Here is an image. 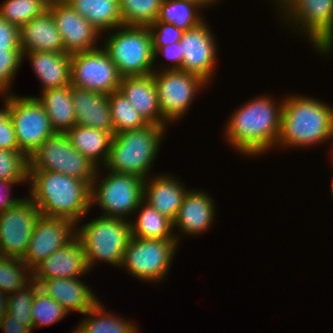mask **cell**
<instances>
[{"label":"cell","mask_w":333,"mask_h":333,"mask_svg":"<svg viewBox=\"0 0 333 333\" xmlns=\"http://www.w3.org/2000/svg\"><path fill=\"white\" fill-rule=\"evenodd\" d=\"M33 281L68 313L75 310L84 314L99 301L92 293V290L79 278H55Z\"/></svg>","instance_id":"21"},{"label":"cell","mask_w":333,"mask_h":333,"mask_svg":"<svg viewBox=\"0 0 333 333\" xmlns=\"http://www.w3.org/2000/svg\"><path fill=\"white\" fill-rule=\"evenodd\" d=\"M71 85L106 95L117 91L121 76L104 48L70 55Z\"/></svg>","instance_id":"12"},{"label":"cell","mask_w":333,"mask_h":333,"mask_svg":"<svg viewBox=\"0 0 333 333\" xmlns=\"http://www.w3.org/2000/svg\"><path fill=\"white\" fill-rule=\"evenodd\" d=\"M149 179L144 180L143 200L162 215L174 221L187 190L180 184L181 182L170 175L149 177Z\"/></svg>","instance_id":"24"},{"label":"cell","mask_w":333,"mask_h":333,"mask_svg":"<svg viewBox=\"0 0 333 333\" xmlns=\"http://www.w3.org/2000/svg\"><path fill=\"white\" fill-rule=\"evenodd\" d=\"M148 124L166 127L167 120L159 108L153 73L122 77L118 89Z\"/></svg>","instance_id":"19"},{"label":"cell","mask_w":333,"mask_h":333,"mask_svg":"<svg viewBox=\"0 0 333 333\" xmlns=\"http://www.w3.org/2000/svg\"><path fill=\"white\" fill-rule=\"evenodd\" d=\"M0 329L5 333H31L33 328L25 327L8 313L0 320Z\"/></svg>","instance_id":"45"},{"label":"cell","mask_w":333,"mask_h":333,"mask_svg":"<svg viewBox=\"0 0 333 333\" xmlns=\"http://www.w3.org/2000/svg\"><path fill=\"white\" fill-rule=\"evenodd\" d=\"M97 174L91 185V205L98 203L105 217L126 219V215L131 216L143 201L144 179L110 171L96 184Z\"/></svg>","instance_id":"8"},{"label":"cell","mask_w":333,"mask_h":333,"mask_svg":"<svg viewBox=\"0 0 333 333\" xmlns=\"http://www.w3.org/2000/svg\"><path fill=\"white\" fill-rule=\"evenodd\" d=\"M88 271L81 241L75 236L38 264L32 270V279L79 278Z\"/></svg>","instance_id":"18"},{"label":"cell","mask_w":333,"mask_h":333,"mask_svg":"<svg viewBox=\"0 0 333 333\" xmlns=\"http://www.w3.org/2000/svg\"><path fill=\"white\" fill-rule=\"evenodd\" d=\"M28 179L30 199L42 216L77 224L92 207L91 186L86 181L52 171H29Z\"/></svg>","instance_id":"2"},{"label":"cell","mask_w":333,"mask_h":333,"mask_svg":"<svg viewBox=\"0 0 333 333\" xmlns=\"http://www.w3.org/2000/svg\"><path fill=\"white\" fill-rule=\"evenodd\" d=\"M38 287L32 279L25 287L8 294V314L25 327L33 328L31 310Z\"/></svg>","instance_id":"36"},{"label":"cell","mask_w":333,"mask_h":333,"mask_svg":"<svg viewBox=\"0 0 333 333\" xmlns=\"http://www.w3.org/2000/svg\"><path fill=\"white\" fill-rule=\"evenodd\" d=\"M109 34L104 49L121 77L144 76L154 72V51L148 26H120ZM121 30V31H120Z\"/></svg>","instance_id":"6"},{"label":"cell","mask_w":333,"mask_h":333,"mask_svg":"<svg viewBox=\"0 0 333 333\" xmlns=\"http://www.w3.org/2000/svg\"><path fill=\"white\" fill-rule=\"evenodd\" d=\"M65 134L71 145L97 167L101 163L102 165L106 164L112 140V135L109 132L76 124Z\"/></svg>","instance_id":"27"},{"label":"cell","mask_w":333,"mask_h":333,"mask_svg":"<svg viewBox=\"0 0 333 333\" xmlns=\"http://www.w3.org/2000/svg\"><path fill=\"white\" fill-rule=\"evenodd\" d=\"M108 103L114 124V134L139 129L148 125L119 90L108 95Z\"/></svg>","instance_id":"32"},{"label":"cell","mask_w":333,"mask_h":333,"mask_svg":"<svg viewBox=\"0 0 333 333\" xmlns=\"http://www.w3.org/2000/svg\"><path fill=\"white\" fill-rule=\"evenodd\" d=\"M284 17L300 24L315 50L328 54L333 46V0H276ZM287 15V16H286ZM292 18V19H291ZM293 20V21H291ZM301 26V27H300Z\"/></svg>","instance_id":"10"},{"label":"cell","mask_w":333,"mask_h":333,"mask_svg":"<svg viewBox=\"0 0 333 333\" xmlns=\"http://www.w3.org/2000/svg\"><path fill=\"white\" fill-rule=\"evenodd\" d=\"M4 107L0 109V149L20 150L8 108V94L4 96Z\"/></svg>","instance_id":"41"},{"label":"cell","mask_w":333,"mask_h":333,"mask_svg":"<svg viewBox=\"0 0 333 333\" xmlns=\"http://www.w3.org/2000/svg\"><path fill=\"white\" fill-rule=\"evenodd\" d=\"M197 3L201 4L203 7L208 6V4H213L216 0H194Z\"/></svg>","instance_id":"47"},{"label":"cell","mask_w":333,"mask_h":333,"mask_svg":"<svg viewBox=\"0 0 333 333\" xmlns=\"http://www.w3.org/2000/svg\"><path fill=\"white\" fill-rule=\"evenodd\" d=\"M75 225L69 219L40 215L30 236L27 250L21 259L22 262L33 270L76 236V233H73Z\"/></svg>","instance_id":"15"},{"label":"cell","mask_w":333,"mask_h":333,"mask_svg":"<svg viewBox=\"0 0 333 333\" xmlns=\"http://www.w3.org/2000/svg\"><path fill=\"white\" fill-rule=\"evenodd\" d=\"M163 0H119L124 26H149L158 18Z\"/></svg>","instance_id":"33"},{"label":"cell","mask_w":333,"mask_h":333,"mask_svg":"<svg viewBox=\"0 0 333 333\" xmlns=\"http://www.w3.org/2000/svg\"><path fill=\"white\" fill-rule=\"evenodd\" d=\"M331 138L332 107L304 96H287L283 99L281 128L276 145L309 147Z\"/></svg>","instance_id":"3"},{"label":"cell","mask_w":333,"mask_h":333,"mask_svg":"<svg viewBox=\"0 0 333 333\" xmlns=\"http://www.w3.org/2000/svg\"><path fill=\"white\" fill-rule=\"evenodd\" d=\"M68 312L54 299L43 292L39 287L36 289L31 316L34 327L52 325L61 320Z\"/></svg>","instance_id":"37"},{"label":"cell","mask_w":333,"mask_h":333,"mask_svg":"<svg viewBox=\"0 0 333 333\" xmlns=\"http://www.w3.org/2000/svg\"><path fill=\"white\" fill-rule=\"evenodd\" d=\"M8 94L10 119L19 149L28 157L47 138L55 134L43 105L36 97Z\"/></svg>","instance_id":"11"},{"label":"cell","mask_w":333,"mask_h":333,"mask_svg":"<svg viewBox=\"0 0 333 333\" xmlns=\"http://www.w3.org/2000/svg\"><path fill=\"white\" fill-rule=\"evenodd\" d=\"M48 11L52 14L59 30L65 53L71 55L97 48L95 42L101 33L69 3L65 0L49 2Z\"/></svg>","instance_id":"16"},{"label":"cell","mask_w":333,"mask_h":333,"mask_svg":"<svg viewBox=\"0 0 333 333\" xmlns=\"http://www.w3.org/2000/svg\"><path fill=\"white\" fill-rule=\"evenodd\" d=\"M71 97L77 125L100 129L114 135L108 95L71 85Z\"/></svg>","instance_id":"20"},{"label":"cell","mask_w":333,"mask_h":333,"mask_svg":"<svg viewBox=\"0 0 333 333\" xmlns=\"http://www.w3.org/2000/svg\"><path fill=\"white\" fill-rule=\"evenodd\" d=\"M177 244L176 239L132 237L124 252L121 266L142 281H160L170 269Z\"/></svg>","instance_id":"9"},{"label":"cell","mask_w":333,"mask_h":333,"mask_svg":"<svg viewBox=\"0 0 333 333\" xmlns=\"http://www.w3.org/2000/svg\"><path fill=\"white\" fill-rule=\"evenodd\" d=\"M280 104L276 105L266 95L241 105L227 121L228 142L238 152L250 156L269 151L276 145L280 134L283 100Z\"/></svg>","instance_id":"1"},{"label":"cell","mask_w":333,"mask_h":333,"mask_svg":"<svg viewBox=\"0 0 333 333\" xmlns=\"http://www.w3.org/2000/svg\"><path fill=\"white\" fill-rule=\"evenodd\" d=\"M23 54L21 49H0V94L10 90L11 80L21 66Z\"/></svg>","instance_id":"39"},{"label":"cell","mask_w":333,"mask_h":333,"mask_svg":"<svg viewBox=\"0 0 333 333\" xmlns=\"http://www.w3.org/2000/svg\"><path fill=\"white\" fill-rule=\"evenodd\" d=\"M8 294L0 291V320L8 313Z\"/></svg>","instance_id":"46"},{"label":"cell","mask_w":333,"mask_h":333,"mask_svg":"<svg viewBox=\"0 0 333 333\" xmlns=\"http://www.w3.org/2000/svg\"><path fill=\"white\" fill-rule=\"evenodd\" d=\"M153 46H166L172 43L180 42L183 32L174 24L155 21L148 26ZM158 30V31H157Z\"/></svg>","instance_id":"40"},{"label":"cell","mask_w":333,"mask_h":333,"mask_svg":"<svg viewBox=\"0 0 333 333\" xmlns=\"http://www.w3.org/2000/svg\"><path fill=\"white\" fill-rule=\"evenodd\" d=\"M213 201L206 192L188 190L182 200L173 226L189 235H197L209 229L215 212Z\"/></svg>","instance_id":"23"},{"label":"cell","mask_w":333,"mask_h":333,"mask_svg":"<svg viewBox=\"0 0 333 333\" xmlns=\"http://www.w3.org/2000/svg\"><path fill=\"white\" fill-rule=\"evenodd\" d=\"M19 36L22 54L32 51L65 53L61 35L48 10L22 25Z\"/></svg>","instance_id":"22"},{"label":"cell","mask_w":333,"mask_h":333,"mask_svg":"<svg viewBox=\"0 0 333 333\" xmlns=\"http://www.w3.org/2000/svg\"><path fill=\"white\" fill-rule=\"evenodd\" d=\"M47 0H5L0 5V16L9 23L21 27L48 10Z\"/></svg>","instance_id":"34"},{"label":"cell","mask_w":333,"mask_h":333,"mask_svg":"<svg viewBox=\"0 0 333 333\" xmlns=\"http://www.w3.org/2000/svg\"><path fill=\"white\" fill-rule=\"evenodd\" d=\"M50 119L55 133H66L76 125V115L71 97V85L42 91L36 97Z\"/></svg>","instance_id":"26"},{"label":"cell","mask_w":333,"mask_h":333,"mask_svg":"<svg viewBox=\"0 0 333 333\" xmlns=\"http://www.w3.org/2000/svg\"><path fill=\"white\" fill-rule=\"evenodd\" d=\"M40 215L29 198L0 213V255L22 259Z\"/></svg>","instance_id":"14"},{"label":"cell","mask_w":333,"mask_h":333,"mask_svg":"<svg viewBox=\"0 0 333 333\" xmlns=\"http://www.w3.org/2000/svg\"><path fill=\"white\" fill-rule=\"evenodd\" d=\"M139 209L141 211H139L135 222L133 221L132 223L130 221L132 237L143 239H176L178 242V236L172 235V230L175 228L172 220L162 215L144 200L136 211Z\"/></svg>","instance_id":"29"},{"label":"cell","mask_w":333,"mask_h":333,"mask_svg":"<svg viewBox=\"0 0 333 333\" xmlns=\"http://www.w3.org/2000/svg\"><path fill=\"white\" fill-rule=\"evenodd\" d=\"M76 236L81 241L88 270L95 261L111 263L121 267L124 252L132 238L129 220L100 216L85 224Z\"/></svg>","instance_id":"5"},{"label":"cell","mask_w":333,"mask_h":333,"mask_svg":"<svg viewBox=\"0 0 333 333\" xmlns=\"http://www.w3.org/2000/svg\"><path fill=\"white\" fill-rule=\"evenodd\" d=\"M99 169L78 152L65 133L44 140L29 156V171H52L72 176L92 185Z\"/></svg>","instance_id":"7"},{"label":"cell","mask_w":333,"mask_h":333,"mask_svg":"<svg viewBox=\"0 0 333 333\" xmlns=\"http://www.w3.org/2000/svg\"><path fill=\"white\" fill-rule=\"evenodd\" d=\"M0 49H20L19 27L0 16Z\"/></svg>","instance_id":"42"},{"label":"cell","mask_w":333,"mask_h":333,"mask_svg":"<svg viewBox=\"0 0 333 333\" xmlns=\"http://www.w3.org/2000/svg\"><path fill=\"white\" fill-rule=\"evenodd\" d=\"M153 76L159 108L167 121L182 118L198 90L207 84L199 76L183 70H155Z\"/></svg>","instance_id":"13"},{"label":"cell","mask_w":333,"mask_h":333,"mask_svg":"<svg viewBox=\"0 0 333 333\" xmlns=\"http://www.w3.org/2000/svg\"><path fill=\"white\" fill-rule=\"evenodd\" d=\"M27 270L28 272H26ZM29 271L32 273V270L21 259L0 255V291L11 294L28 285L27 282L32 280V274ZM27 273L31 275L29 281L25 277Z\"/></svg>","instance_id":"35"},{"label":"cell","mask_w":333,"mask_h":333,"mask_svg":"<svg viewBox=\"0 0 333 333\" xmlns=\"http://www.w3.org/2000/svg\"><path fill=\"white\" fill-rule=\"evenodd\" d=\"M98 301L84 315H88L73 333H139L136 325L106 312ZM124 320V321H123Z\"/></svg>","instance_id":"30"},{"label":"cell","mask_w":333,"mask_h":333,"mask_svg":"<svg viewBox=\"0 0 333 333\" xmlns=\"http://www.w3.org/2000/svg\"><path fill=\"white\" fill-rule=\"evenodd\" d=\"M100 33L123 26L119 0H65Z\"/></svg>","instance_id":"28"},{"label":"cell","mask_w":333,"mask_h":333,"mask_svg":"<svg viewBox=\"0 0 333 333\" xmlns=\"http://www.w3.org/2000/svg\"><path fill=\"white\" fill-rule=\"evenodd\" d=\"M25 55L43 84L42 91L71 85L70 54L32 51L23 53V59Z\"/></svg>","instance_id":"25"},{"label":"cell","mask_w":333,"mask_h":333,"mask_svg":"<svg viewBox=\"0 0 333 333\" xmlns=\"http://www.w3.org/2000/svg\"><path fill=\"white\" fill-rule=\"evenodd\" d=\"M48 2H55V1H60V0H47Z\"/></svg>","instance_id":"49"},{"label":"cell","mask_w":333,"mask_h":333,"mask_svg":"<svg viewBox=\"0 0 333 333\" xmlns=\"http://www.w3.org/2000/svg\"><path fill=\"white\" fill-rule=\"evenodd\" d=\"M205 23L203 20L198 26L184 31L180 43L184 52L182 70L208 83L215 68L217 45Z\"/></svg>","instance_id":"17"},{"label":"cell","mask_w":333,"mask_h":333,"mask_svg":"<svg viewBox=\"0 0 333 333\" xmlns=\"http://www.w3.org/2000/svg\"><path fill=\"white\" fill-rule=\"evenodd\" d=\"M29 176V157L21 150L0 149V179L27 182Z\"/></svg>","instance_id":"38"},{"label":"cell","mask_w":333,"mask_h":333,"mask_svg":"<svg viewBox=\"0 0 333 333\" xmlns=\"http://www.w3.org/2000/svg\"><path fill=\"white\" fill-rule=\"evenodd\" d=\"M199 8L203 6L194 0H163L157 21L174 24L178 29L186 31L203 22L198 16Z\"/></svg>","instance_id":"31"},{"label":"cell","mask_w":333,"mask_h":333,"mask_svg":"<svg viewBox=\"0 0 333 333\" xmlns=\"http://www.w3.org/2000/svg\"><path fill=\"white\" fill-rule=\"evenodd\" d=\"M165 127L148 124L142 128L117 133L112 136L108 171L149 178L150 167L160 150ZM159 148V149H158Z\"/></svg>","instance_id":"4"},{"label":"cell","mask_w":333,"mask_h":333,"mask_svg":"<svg viewBox=\"0 0 333 333\" xmlns=\"http://www.w3.org/2000/svg\"><path fill=\"white\" fill-rule=\"evenodd\" d=\"M154 59L161 52L164 57L170 59L174 64L172 67L164 68L163 70H182L183 54L182 45L180 42L168 44L166 46H153Z\"/></svg>","instance_id":"43"},{"label":"cell","mask_w":333,"mask_h":333,"mask_svg":"<svg viewBox=\"0 0 333 333\" xmlns=\"http://www.w3.org/2000/svg\"><path fill=\"white\" fill-rule=\"evenodd\" d=\"M332 157H333V155H332ZM331 191H332V195H333V178H332V183H331Z\"/></svg>","instance_id":"48"},{"label":"cell","mask_w":333,"mask_h":333,"mask_svg":"<svg viewBox=\"0 0 333 333\" xmlns=\"http://www.w3.org/2000/svg\"><path fill=\"white\" fill-rule=\"evenodd\" d=\"M12 184L17 183H15L14 181L0 179V213L6 211L7 209L17 204L20 200H22L21 198L12 199V197L9 196L8 191H10L11 186H13ZM5 191H7L8 194Z\"/></svg>","instance_id":"44"}]
</instances>
